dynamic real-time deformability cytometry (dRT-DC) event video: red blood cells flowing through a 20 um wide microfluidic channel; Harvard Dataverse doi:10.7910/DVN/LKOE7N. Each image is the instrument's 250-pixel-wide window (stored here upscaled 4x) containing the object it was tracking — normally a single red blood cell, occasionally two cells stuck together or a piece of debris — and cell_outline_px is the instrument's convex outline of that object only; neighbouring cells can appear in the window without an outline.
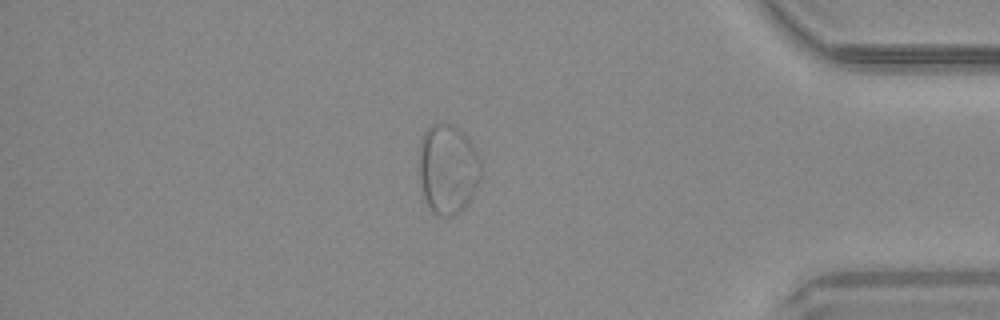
{"species": "common noctule bat (a hibernating species)", "species_latin": "Nyctalus noctula", "temperature_condition": "warm", "stored_images_in_passage": 39, "camera_frame_rate_fps": 3000, "um_per_image_px": 0.085, "animal": {"sex": "male", "body_mass_g": 20.4}, "frame": {"image": 1, "passage_image": 34, "time_ms": 11.0, "image_size_px": [1000, 320], "cell_outline_px": [[480, 176], [464, 208], [460, 212], [452, 216], [440, 216], [432, 212], [424, 200], [420, 180], [420, 140], [424, 132], [432, 124], [440, 120], [452, 124], [468, 136], [480, 160]], "centroid_in_image_um": [38.04, 14.33], "position_along_channel_um": 397.2, "area_um2": 32.31}}